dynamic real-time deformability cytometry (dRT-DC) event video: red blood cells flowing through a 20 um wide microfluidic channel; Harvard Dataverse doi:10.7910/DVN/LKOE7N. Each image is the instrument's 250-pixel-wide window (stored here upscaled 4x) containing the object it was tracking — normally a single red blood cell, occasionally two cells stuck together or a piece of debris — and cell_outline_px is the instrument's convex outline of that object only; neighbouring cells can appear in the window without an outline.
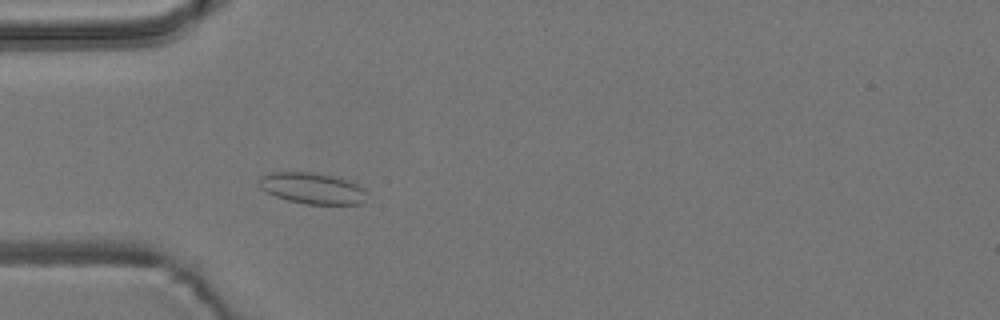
{"species": "common noctule bat (a hibernating species)", "species_latin": "Nyctalus noctula", "temperature_condition": "room temperature", "stored_images_in_passage": 4, "camera_frame_rate_fps": 3000, "um_per_image_px": 0.085, "animal": {"sex": "male", "body_mass_g": 19.2, "forearm_length_mm": 51.8}, "frame": {"image": 1, "passage_image": 4, "time_ms": 1.0, "image_size_px": [1000, 320], "cell_outline_px": [[364, 204], [304, 204], [288, 200], [276, 196], [260, 188], [256, 180], [260, 176], [268, 172], [316, 172], [356, 180], [364, 188]], "centroid_in_image_um": [26.56, 15.98], "position_along_channel_um": 58.4, "area_um2": 20.11}}